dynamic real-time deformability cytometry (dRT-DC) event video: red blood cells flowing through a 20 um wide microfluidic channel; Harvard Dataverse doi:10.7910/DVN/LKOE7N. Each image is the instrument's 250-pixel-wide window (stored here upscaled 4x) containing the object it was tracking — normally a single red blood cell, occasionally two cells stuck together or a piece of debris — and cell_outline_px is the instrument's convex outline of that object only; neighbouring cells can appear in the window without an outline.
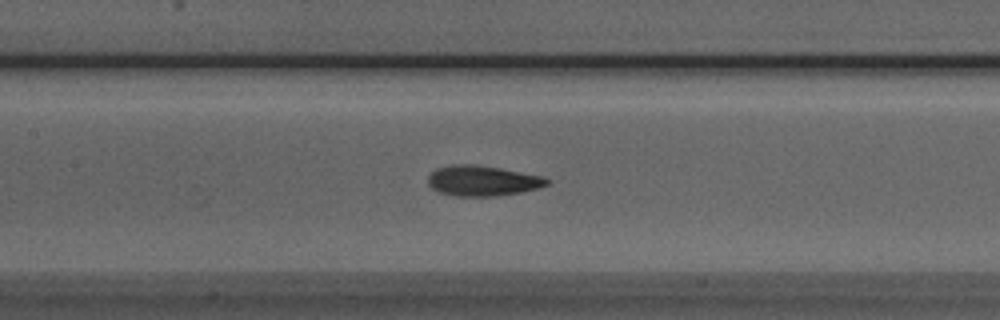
{"species": "Egyptian fruit bat (a non-hibernating species)", "species_latin": "Rousettus aegyptiacus", "temperature_condition": "room temperature", "stored_images_in_passage": 52, "camera_frame_rate_fps": 3000, "um_per_image_px": 0.085, "animal": {"sex": "male"}, "frame": {"image": 1, "passage_image": 23, "time_ms": 7.333, "image_size_px": [1000, 320], "cell_outline_px": [[548, 184], [536, 188], [520, 192], [496, 196], [452, 196], [440, 192], [432, 188], [428, 184], [428, 176], [436, 168], [452, 164], [472, 164], [500, 168], [540, 176], [548, 180]], "centroid_in_image_um": [40.94, 15.36], "position_along_channel_um": 166.5, "area_um2": 20.81}}
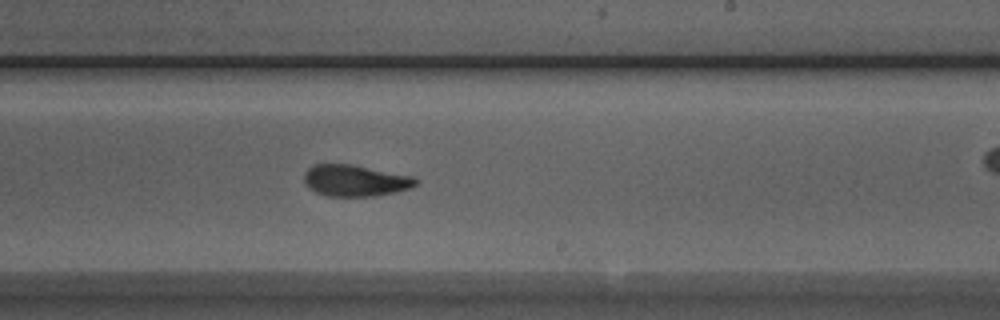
{"frame": {"image": 2, "passage_image": 30, "time_ms": 9.667, "image_size_px": [1000, 320], "cell_outline_px": [[416, 184], [408, 188], [396, 192], [376, 196], [328, 196], [316, 192], [308, 188], [304, 184], [304, 172], [312, 164], [352, 164], [412, 176], [416, 180]], "centroid_in_image_um": [30.13, 15.34], "position_along_channel_um": 258.9, "area_um2": 20.46}}
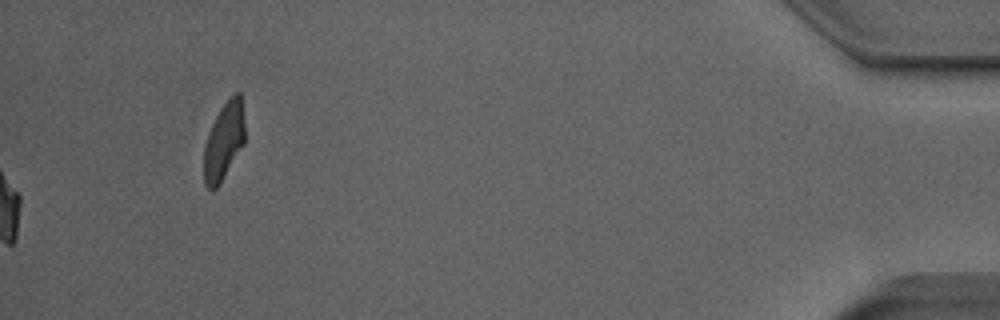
{"frame": {"image": 3, "passage_image": 52, "time_ms": 17.0, "image_size_px": [1000, 320], "cell_outline_px": [[244, 144], [220, 184], [216, 188], [208, 188], [204, 184], [204, 148], [208, 132], [220, 108], [236, 92], [240, 92], [244, 120]], "centroid_in_image_um": [19.03, 12.02], "position_along_channel_um": 416.2, "area_um2": 18.32}, "authors_computed_cell_mechanics": {"area_um2": 20.3745, "velocity_mm_per_s": 3.9837, "shape_relaxation_time_tau1_ms": 4.923, "shape_relaxation_time_tau2_ms": 1.9246, "deformation_change_tau1": 0.1502, "deformation_change_tau2": 0.0856}}